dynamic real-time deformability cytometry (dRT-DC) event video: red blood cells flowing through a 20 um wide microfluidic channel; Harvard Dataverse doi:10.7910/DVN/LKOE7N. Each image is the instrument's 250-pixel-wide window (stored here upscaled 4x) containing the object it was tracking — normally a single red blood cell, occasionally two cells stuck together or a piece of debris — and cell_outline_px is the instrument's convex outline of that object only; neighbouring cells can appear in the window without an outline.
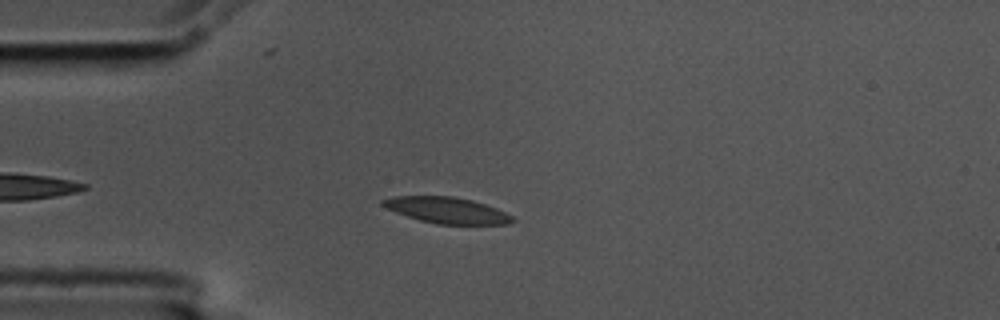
{"species": "common noctule bat (a hibernating species)", "species_latin": "Nyctalus noctula", "temperature_condition": "cold", "stored_images_in_passage": 8, "camera_frame_rate_fps": 3000, "um_per_image_px": 0.085, "animal": {"sex": "male", "body_mass_g": 17.5, "forearm_length_mm": 52.3}, "frame": {"image": 1, "passage_image": 1, "time_ms": 0.0, "image_size_px": [1000, 320], "cell_outline_px": [[516, 220], [508, 224], [436, 224], [420, 220], [396, 212], [380, 204], [380, 200], [392, 196], [452, 196], [472, 200], [496, 208], [512, 216]], "centroid_in_image_um": [37.97, 17.86], "position_along_channel_um": 47.0, "area_um2": 19.59}}
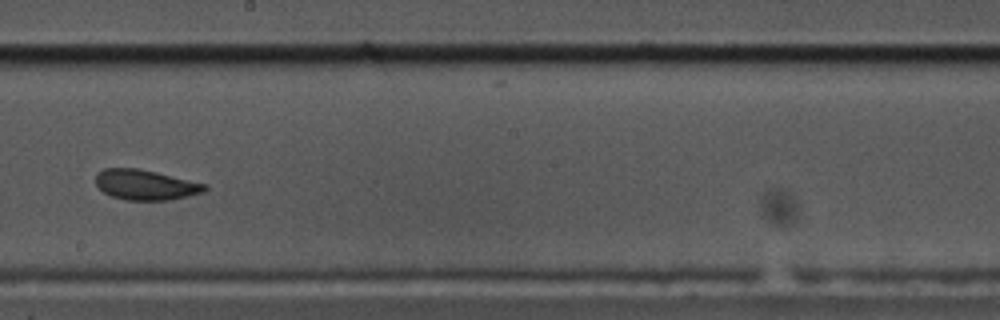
{"frame": {"image": 2, "passage_image": 6, "time_ms": 1.667, "image_size_px": [1000, 320], "cell_outline_px": [[208, 188], [204, 192], [172, 200], [124, 200], [112, 196], [104, 192], [96, 184], [96, 172], [104, 168], [140, 168], [208, 184]], "centroid_in_image_um": [12.39, 15.7], "position_along_channel_um": 235.8, "area_um2": 19.42}}
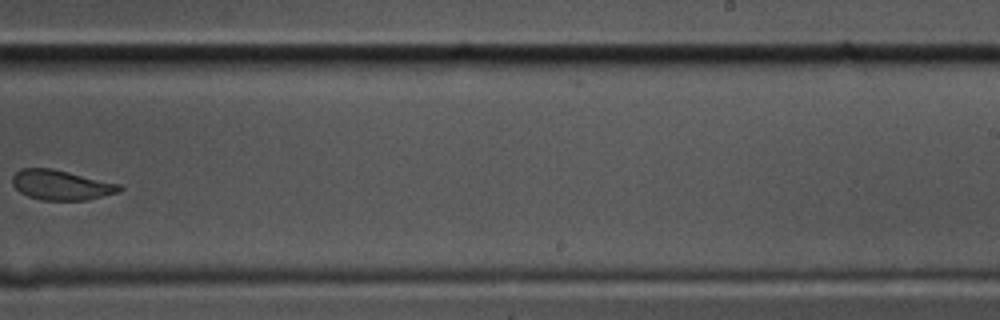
{"frame": {"image": 3, "passage_image": 7, "time_ms": 2.0, "image_size_px": [1000, 320], "cell_outline_px": [[124, 188], [120, 192], [88, 200], [40, 200], [28, 196], [20, 192], [12, 184], [12, 176], [20, 168], [52, 168], [120, 184]], "centroid_in_image_um": [5.21, 15.73], "position_along_channel_um": 283.8, "area_um2": 18.79}}